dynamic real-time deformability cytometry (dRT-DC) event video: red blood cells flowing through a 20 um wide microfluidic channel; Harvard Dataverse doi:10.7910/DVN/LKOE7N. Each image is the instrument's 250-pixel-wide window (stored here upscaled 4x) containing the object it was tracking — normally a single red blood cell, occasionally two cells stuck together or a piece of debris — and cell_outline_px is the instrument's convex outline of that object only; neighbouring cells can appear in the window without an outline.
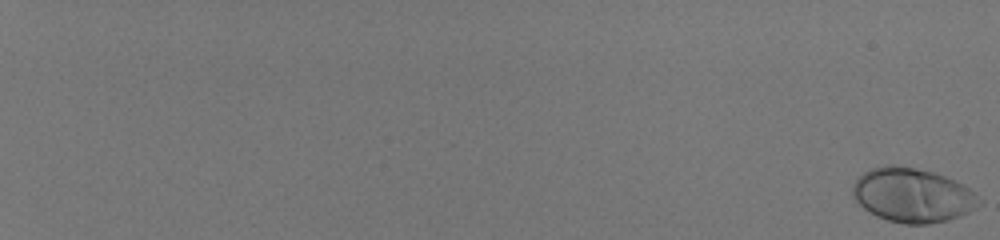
{"species": "human", "species_latin": "Homo sapiens", "temperature_condition": "room temperature", "stored_images_in_passage": 59, "camera_frame_rate_fps": 3000, "um_per_image_px": 0.085, "donor": {"sex": "male"}, "frame": {"image": 1, "passage_image": 1, "time_ms": 0.0, "image_size_px": [1000, 240], "cell_outline_px": [[984, 200], [976, 208], [960, 216], [948, 220], [928, 224], [904, 224], [888, 220], [876, 216], [864, 208], [852, 196], [852, 188], [856, 180], [864, 172], [872, 168], [884, 164], [896, 164], [916, 168], [932, 172], [956, 180], [968, 188]], "centroid_in_image_um": [77.58, 16.59], "position_along_channel_um": 7.4, "area_um2": 40.11}}
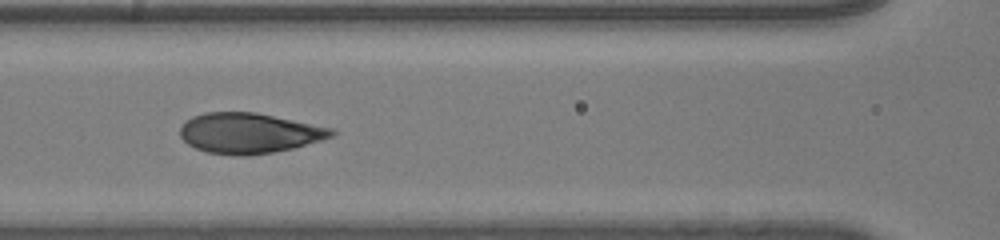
{"frame": {"image": 2, "passage_image": 34, "time_ms": 11.0, "image_size_px": [1000, 240], "cell_outline_px": [[336, 132], [332, 136], [320, 140], [292, 148], [272, 152], [248, 156], [236, 156], [208, 152], [196, 148], [188, 144], [180, 136], [180, 128], [192, 116], [204, 112], [256, 112], [332, 128]], "centroid_in_image_um": [21.15, 11.31], "position_along_channel_um": 145.5, "area_um2": 35.37}}
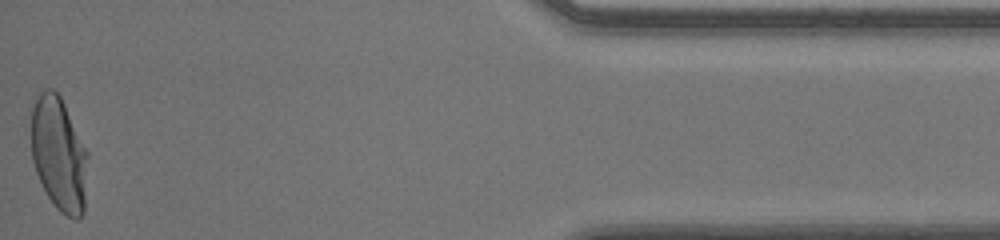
{"frame": {"image": 3, "passage_image": 59, "time_ms": 19.333, "image_size_px": [1000, 240], "cell_outline_px": [[88, 156], [84, 212], [76, 220], [60, 212], [56, 208], [48, 196], [36, 172], [32, 160], [32, 108], [36, 96], [44, 88], [52, 88], [60, 96], [88, 152]], "centroid_in_image_um": [5.01, 13.09], "position_along_channel_um": 430.2, "area_um2": 37.51}, "authors_computed_cell_mechanics": {"area_um2": 36.3562, "velocity_mm_per_s": 4.0515, "shape_relaxation_time_tau1_ms": 4.3434, "shape_relaxation_time_tau2_ms": null, "deformation_change_tau1": 0.2107, "deformation_change_tau2": null}}